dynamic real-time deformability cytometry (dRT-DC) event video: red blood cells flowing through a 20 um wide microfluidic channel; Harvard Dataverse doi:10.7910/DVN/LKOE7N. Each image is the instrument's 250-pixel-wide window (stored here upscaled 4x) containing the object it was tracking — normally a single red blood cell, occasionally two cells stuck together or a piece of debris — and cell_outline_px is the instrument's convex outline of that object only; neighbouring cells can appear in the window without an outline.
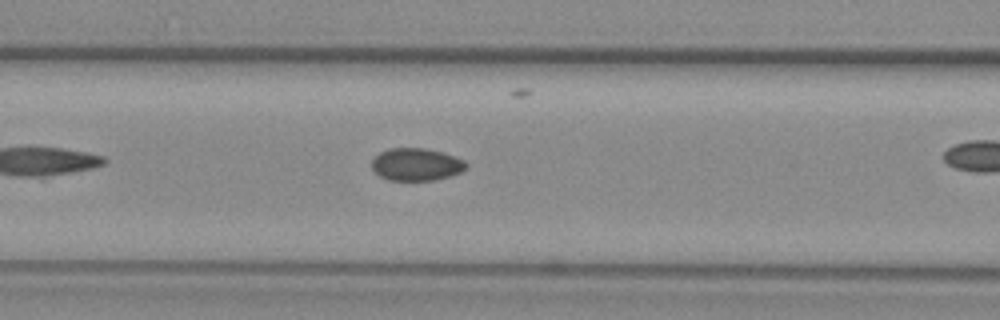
{"species": "common noctule bat (a hibernating species)", "species_latin": "Nyctalus noctula", "temperature_condition": "warm", "stored_images_in_passage": 29, "camera_frame_rate_fps": 3000, "um_per_image_px": 0.085, "animal": {"sex": "female", "body_mass_g": 29.2, "forearm_length_mm": 56.3}, "frame": {"image": 1, "passage_image": 9, "time_ms": 2.667, "image_size_px": [1000, 320], "cell_outline_px": [[468, 168], [460, 172], [436, 180], [388, 180], [380, 176], [372, 168], [372, 160], [380, 152], [392, 148], [424, 148], [440, 152], [464, 160], [468, 164]], "centroid_in_image_um": [35.39, 13.98], "position_along_channel_um": 131.2, "area_um2": 17.69}}